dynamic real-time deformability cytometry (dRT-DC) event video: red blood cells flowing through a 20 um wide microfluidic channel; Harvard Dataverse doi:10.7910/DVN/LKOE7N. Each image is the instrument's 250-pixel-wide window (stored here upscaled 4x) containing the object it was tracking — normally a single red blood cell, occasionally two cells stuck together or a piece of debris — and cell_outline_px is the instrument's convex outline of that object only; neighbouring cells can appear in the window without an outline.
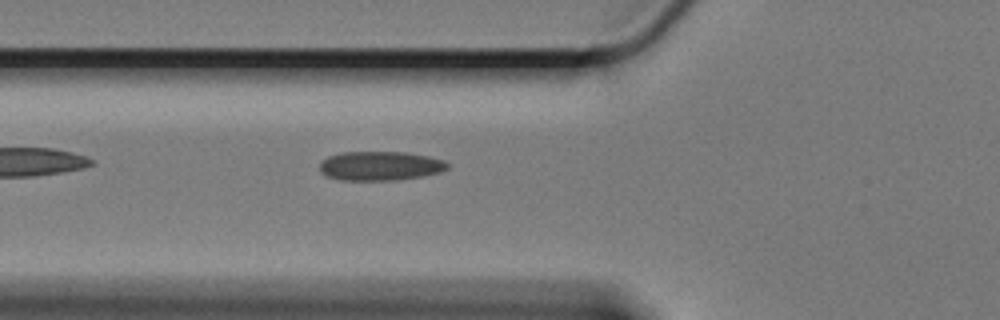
{"species": "Egyptian fruit bat (a non-hibernating species)", "species_latin": "Rousettus aegyptiacus", "temperature_condition": "cold", "stored_images_in_passage": 41, "camera_frame_rate_fps": 3000, "um_per_image_px": 0.085, "animal": {"sex": "female"}, "frame": {"image": 1, "passage_image": 3, "time_ms": 0.667, "image_size_px": [1000, 320], "cell_outline_px": [[448, 168], [440, 172], [424, 176], [400, 180], [340, 180], [328, 176], [320, 172], [320, 164], [328, 156], [340, 152], [404, 152], [428, 156], [444, 160], [448, 164]], "centroid_in_image_um": [32.33, 14.1], "position_along_channel_um": 93.5, "area_um2": 21.79}}
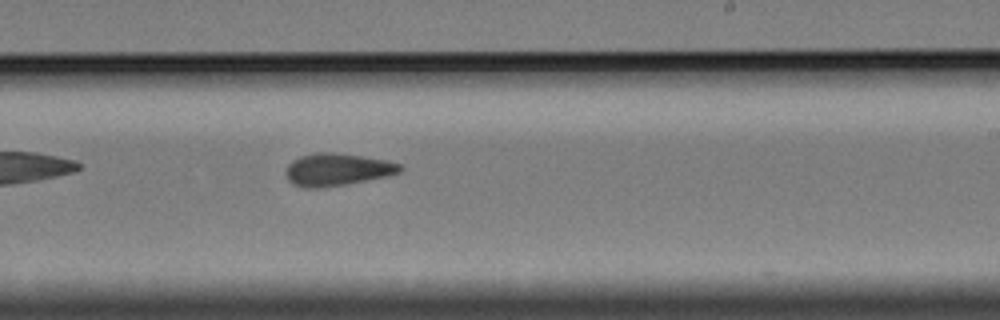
{"frame": {"image": 2, "passage_image": 18, "time_ms": 5.667, "image_size_px": [1000, 320], "cell_outline_px": [[404, 168], [400, 172], [388, 176], [348, 184], [324, 188], [304, 188], [292, 184], [288, 180], [284, 172], [288, 164], [292, 160], [300, 156], [316, 152], [332, 152], [388, 160], [400, 164]], "centroid_in_image_um": [28.64, 14.42], "position_along_channel_um": 260.4, "area_um2": 21.91}}
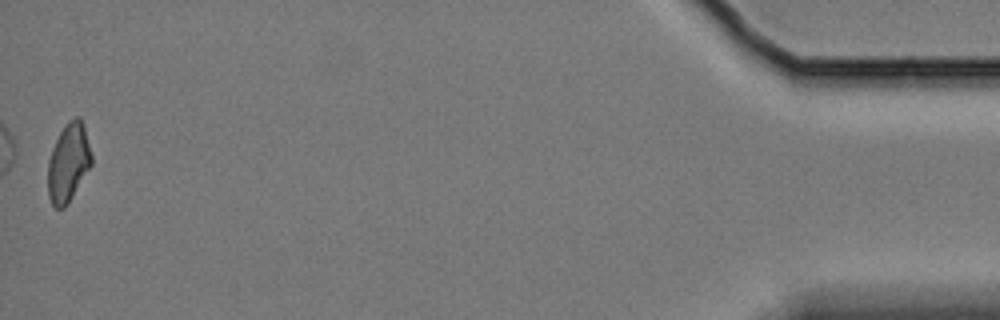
{"frame": {"image": 3, "passage_image": 41, "time_ms": 13.333, "image_size_px": [1000, 320], "cell_outline_px": [[92, 164], [68, 204], [64, 208], [56, 208], [52, 204], [48, 196], [48, 160], [52, 148], [64, 124], [68, 120], [76, 116], [80, 116], [84, 124], [92, 156]], "centroid_in_image_um": [5.82, 13.8], "position_along_channel_um": 429.4, "area_um2": 20.11}, "authors_computed_cell_mechanics": {"area_um2": 20.9236, "velocity_mm_per_s": 3.3279, "shape_relaxation_time_tau1_ms": null, "shape_relaxation_time_tau2_ms": 3.6585, "deformation_change_tau1": null, "deformation_change_tau2": 0.0932}}